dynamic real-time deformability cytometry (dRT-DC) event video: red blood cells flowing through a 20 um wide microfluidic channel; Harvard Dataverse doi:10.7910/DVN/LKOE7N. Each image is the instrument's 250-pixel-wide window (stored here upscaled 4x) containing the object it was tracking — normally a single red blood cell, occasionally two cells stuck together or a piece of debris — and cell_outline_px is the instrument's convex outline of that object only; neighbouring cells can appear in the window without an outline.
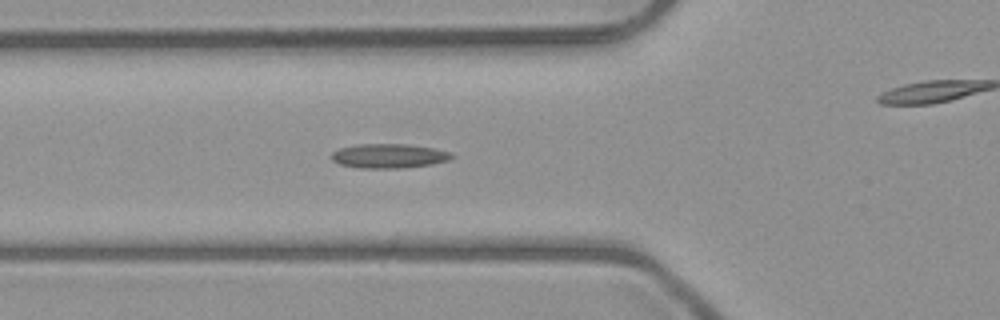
{"species": "common noctule bat (a hibernating species)", "species_latin": "Nyctalus noctula", "temperature_condition": "room temperature", "stored_images_in_passage": 42, "camera_frame_rate_fps": 3000, "um_per_image_px": 0.085, "animal": {"sex": "male", "body_mass_g": 23.1, "forearm_length_mm": 52.7}, "frame": {"image": 1, "passage_image": 8, "time_ms": 2.333, "image_size_px": [1000, 320], "cell_outline_px": [[456, 156], [448, 160], [428, 164], [400, 168], [356, 168], [340, 164], [332, 160], [332, 152], [340, 148], [356, 144], [404, 144], [432, 148], [448, 152]], "centroid_in_image_um": [33.0, 13.25], "position_along_channel_um": 92.8, "area_um2": 16.82}}
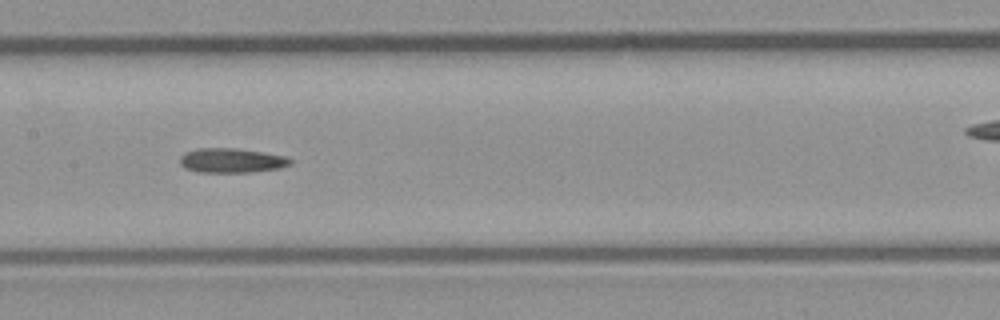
{"frame": {"image": 2, "passage_image": 15, "time_ms": 4.667, "image_size_px": [1000, 320], "cell_outline_px": [[292, 164], [280, 168], [248, 172], [196, 172], [184, 168], [180, 164], [180, 156], [184, 152], [196, 148], [236, 148], [284, 156], [292, 160]], "centroid_in_image_um": [19.62, 13.64], "position_along_channel_um": 187.8, "area_um2": 15.78}}
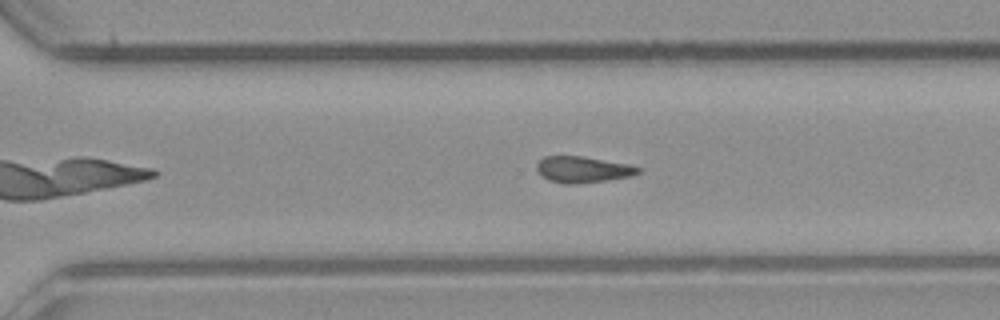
{"frame": {"image": 3, "passage_image": 25, "time_ms": 8.0, "image_size_px": [1000, 320], "cell_outline_px": [[640, 172], [632, 176], [604, 180], [572, 184], [564, 184], [548, 180], [540, 176], [536, 168], [536, 164], [544, 156], [580, 156], [628, 164], [640, 168]], "centroid_in_image_um": [49.48, 14.41], "position_along_channel_um": 321.1, "area_um2": 15.37}}